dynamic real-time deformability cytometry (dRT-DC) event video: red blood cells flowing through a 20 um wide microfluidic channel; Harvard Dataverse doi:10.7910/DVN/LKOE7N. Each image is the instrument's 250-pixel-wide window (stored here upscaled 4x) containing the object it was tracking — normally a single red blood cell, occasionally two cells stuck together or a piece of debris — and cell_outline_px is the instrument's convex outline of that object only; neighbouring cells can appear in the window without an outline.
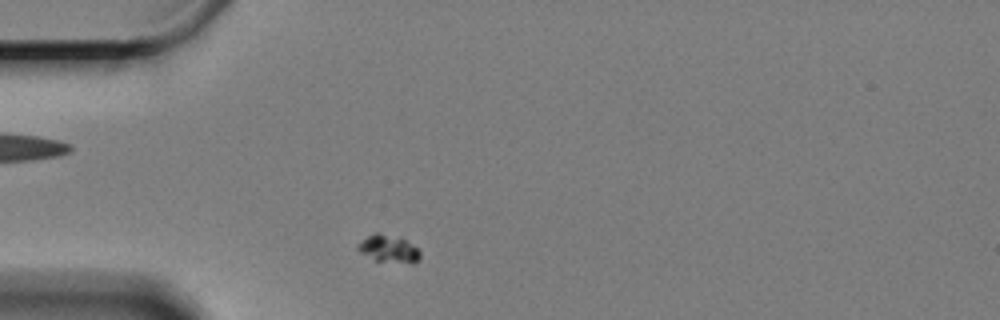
{"species": "Egyptian fruit bat (a non-hibernating species)", "species_latin": "Rousettus aegyptiacus", "temperature_condition": "cold", "stored_images_in_passage": 45, "camera_frame_rate_fps": 3000, "um_per_image_px": 0.085, "animal": {"sex": "female"}, "frame": {"image": 1, "passage_image": 4, "time_ms": 1.0, "image_size_px": [1000, 320], "cell_outline_px": [[420, 260], [412, 264], [376, 260], [360, 252], [356, 248], [360, 240], [376, 232], [380, 232], [400, 236], [412, 244], [420, 252]], "centroid_in_image_um": [33.05, 21.13], "position_along_channel_um": 51.9, "area_um2": 10.12}}
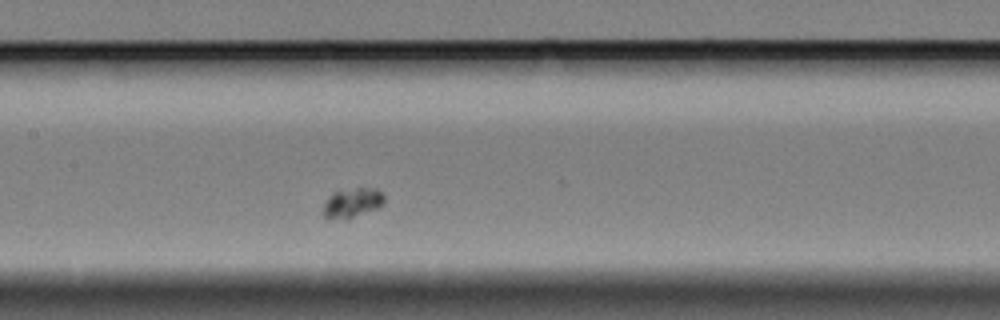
{"frame": {"image": 2, "passage_image": 17, "time_ms": 5.333, "image_size_px": [1000, 320], "cell_outline_px": [[384, 204], [380, 208], [348, 220], [344, 220], [324, 216], [324, 204], [328, 196], [332, 192], [356, 188], [376, 188], [384, 192]], "centroid_in_image_um": [30.01, 17.24], "position_along_channel_um": 177.4, "area_um2": 10.81}}
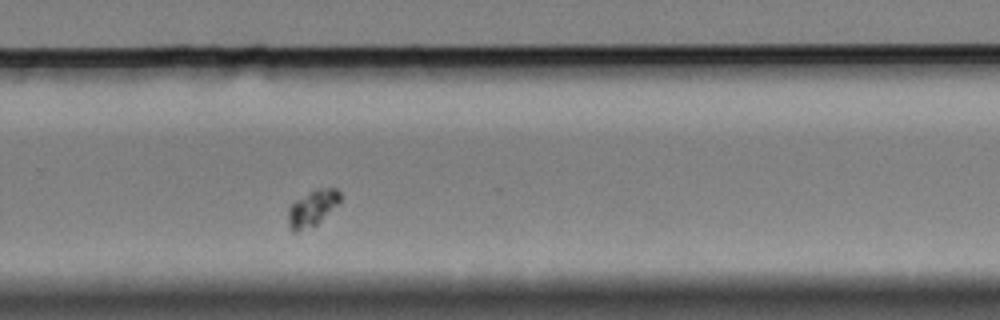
{"frame": {"image": 3, "passage_image": 29, "time_ms": 9.333, "image_size_px": [1000, 320], "cell_outline_px": [[340, 204], [316, 224], [296, 232], [292, 232], [288, 228], [288, 208], [296, 200], [316, 188], [336, 188], [340, 192]], "centroid_in_image_um": [26.55, 17.69], "position_along_channel_um": 303.2, "area_um2": 10.92}}